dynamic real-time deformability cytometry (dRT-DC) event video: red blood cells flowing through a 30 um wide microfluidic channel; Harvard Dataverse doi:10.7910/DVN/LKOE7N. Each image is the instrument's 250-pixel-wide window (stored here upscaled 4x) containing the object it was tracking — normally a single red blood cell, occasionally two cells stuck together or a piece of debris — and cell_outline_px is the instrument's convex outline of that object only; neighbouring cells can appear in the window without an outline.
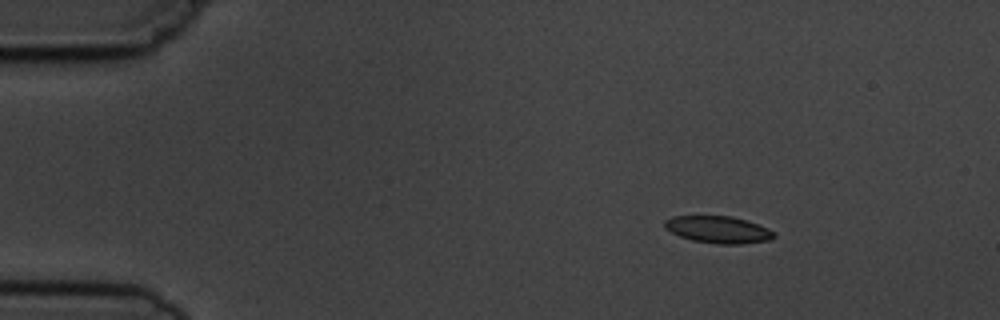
{"species": "common noctule bat (a hibernating species)", "species_latin": "Nyctalus noctula", "temperature_condition": "cold", "stored_images_in_passage": 3, "camera_frame_rate_fps": 3000, "um_per_image_px": 0.085, "animal": {"sex": "male", "body_mass_g": 19.5, "forearm_length_mm": 54.6}, "frame": {"image": 1, "passage_image": 1, "time_ms": 0.0, "image_size_px": [1000, 320], "cell_outline_px": [[776, 236], [772, 240], [740, 244], [716, 244], [692, 240], [680, 236], [664, 228], [664, 220], [672, 216], [732, 216], [768, 228], [776, 232]], "centroid_in_image_um": [61.06, 19.52], "position_along_channel_um": 23.9, "area_um2": 17.28}}